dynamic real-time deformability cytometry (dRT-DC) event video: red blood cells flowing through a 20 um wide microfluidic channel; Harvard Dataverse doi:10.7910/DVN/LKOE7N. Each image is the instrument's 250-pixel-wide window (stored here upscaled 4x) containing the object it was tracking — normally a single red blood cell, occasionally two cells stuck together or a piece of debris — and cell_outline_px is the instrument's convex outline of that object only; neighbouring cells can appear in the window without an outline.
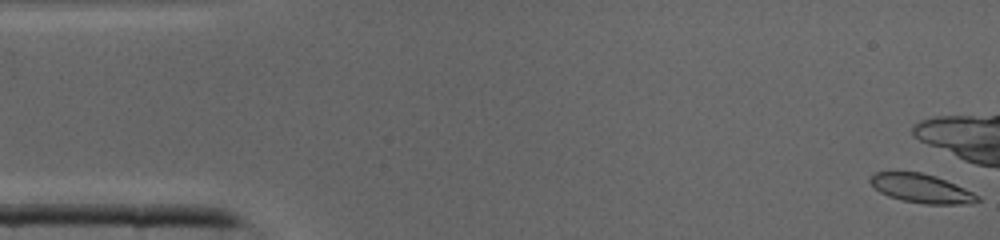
{"species": "common noctule bat (a hibernating species)", "species_latin": "Nyctalus noctula", "temperature_condition": "cold", "stored_images_in_passage": 8, "camera_frame_rate_fps": 3000, "um_per_image_px": 0.085, "animal": {"sex": "male", "body_mass_g": 19.0, "forearm_length_mm": 50.8}, "frame": {"image": 1, "passage_image": 1, "time_ms": 0.0, "image_size_px": [1000, 240], "cell_outline_px": [[980, 200], [972, 204], [924, 204], [904, 200], [888, 196], [880, 192], [868, 180], [876, 172], [896, 168], [920, 172], [936, 176], [956, 184], [980, 196]], "centroid_in_image_um": [78.29, 15.97], "position_along_channel_um": 6.7, "area_um2": 18.55}}